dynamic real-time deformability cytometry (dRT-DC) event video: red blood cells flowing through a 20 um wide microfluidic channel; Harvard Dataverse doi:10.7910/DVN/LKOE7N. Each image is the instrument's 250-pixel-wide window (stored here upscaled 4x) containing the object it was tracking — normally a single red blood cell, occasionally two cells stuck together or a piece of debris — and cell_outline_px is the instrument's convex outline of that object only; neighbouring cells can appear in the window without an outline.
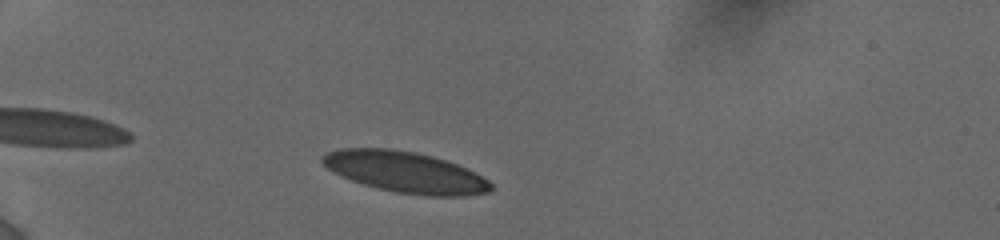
{"species": "human", "species_latin": "Homo sapiens", "temperature_condition": "cold", "stored_images_in_passage": 18, "camera_frame_rate_fps": 3000, "um_per_image_px": 0.085, "donor": {"sex": "female"}, "frame": {"image": 1, "passage_image": 3, "time_ms": 0.667, "image_size_px": [1000, 240], "cell_outline_px": [[492, 188], [488, 192], [464, 196], [428, 196], [396, 192], [376, 188], [352, 180], [332, 172], [320, 160], [320, 156], [328, 152], [340, 148], [392, 148], [416, 152], [432, 156], [456, 164], [476, 172], [488, 180], [492, 184]], "centroid_in_image_um": [34.44, 14.62], "position_along_channel_um": 50.6, "area_um2": 40.29}}
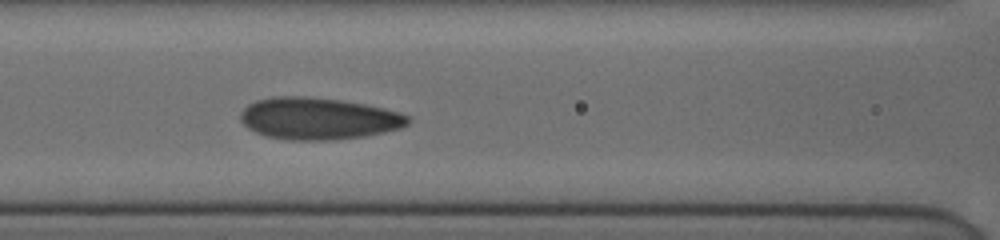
{"frame": {"image": 2, "passage_image": 12, "time_ms": 4.0, "image_size_px": [1000, 240], "cell_outline_px": [[412, 120], [408, 124], [400, 128], [384, 132], [364, 136], [332, 140], [288, 140], [264, 136], [248, 128], [240, 120], [240, 112], [248, 104], [256, 100], [272, 96], [308, 96], [340, 100], [364, 104], [384, 108], [400, 112], [408, 116]], "centroid_in_image_um": [27.04, 10.07], "position_along_channel_um": 139.6, "area_um2": 41.15}}
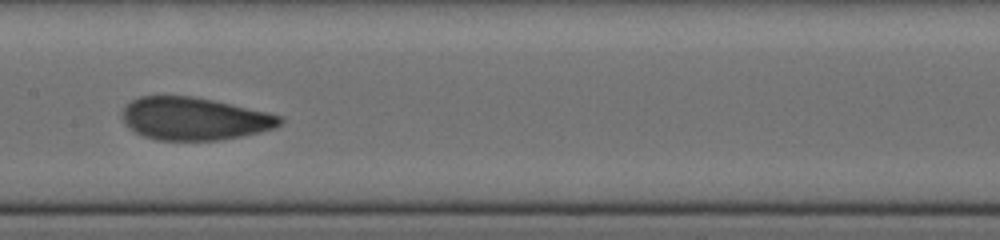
{"frame": {"image": 3, "passage_image": 16, "time_ms": 5.333, "image_size_px": [1000, 240], "cell_outline_px": [[284, 120], [280, 124], [272, 128], [260, 132], [240, 136], [216, 140], [156, 140], [144, 136], [128, 128], [124, 124], [124, 108], [132, 100], [140, 96], [192, 96], [212, 100], [264, 112], [280, 116]], "centroid_in_image_um": [16.47, 10.09], "position_along_channel_um": 190.9, "area_um2": 38.61}}